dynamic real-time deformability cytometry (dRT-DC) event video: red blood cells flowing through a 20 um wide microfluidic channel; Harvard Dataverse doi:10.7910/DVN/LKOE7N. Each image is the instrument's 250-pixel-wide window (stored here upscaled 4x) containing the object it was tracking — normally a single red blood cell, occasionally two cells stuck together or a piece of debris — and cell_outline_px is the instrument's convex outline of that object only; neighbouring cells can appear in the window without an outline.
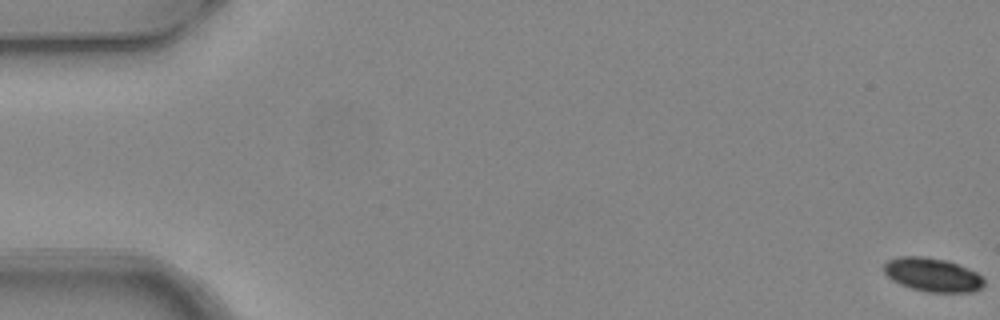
{"species": "common noctule bat (a hibernating species)", "species_latin": "Nyctalus noctula", "temperature_condition": "warm", "stored_images_in_passage": 6, "camera_frame_rate_fps": 3000, "um_per_image_px": 0.085, "animal": {"sex": "female", "body_mass_g": 24.6, "forearm_length_mm": 56.2}, "frame": {"image": 1, "passage_image": 1, "time_ms": 0.0, "image_size_px": [1000, 320], "cell_outline_px": [[984, 284], [980, 288], [972, 292], [928, 292], [912, 288], [900, 284], [892, 280], [884, 272], [884, 264], [888, 260], [900, 256], [920, 256], [948, 260], [968, 268], [984, 276]], "centroid_in_image_um": [79.28, 23.35], "position_along_channel_um": 5.7, "area_um2": 19.71}}
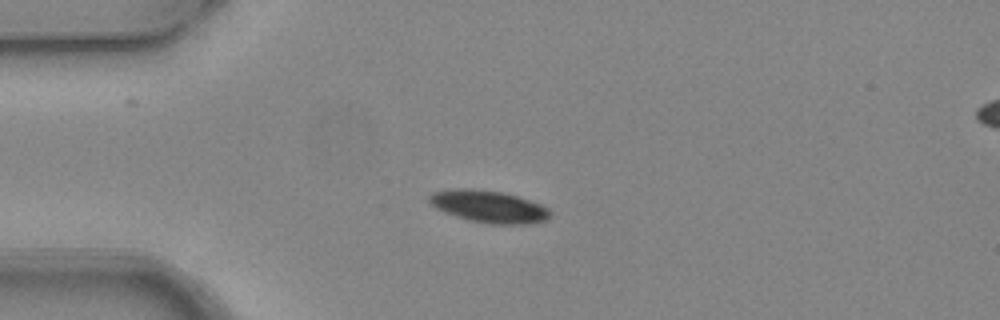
{"frame": {"image": 2, "passage_image": 5, "time_ms": 1.333, "image_size_px": [1000, 320], "cell_outline_px": [[552, 216], [544, 220], [528, 224], [488, 224], [468, 220], [444, 212], [436, 208], [428, 200], [428, 196], [432, 192], [452, 188], [472, 188], [504, 192], [540, 204], [548, 208], [552, 212]], "centroid_in_image_um": [41.53, 17.55], "position_along_channel_um": 43.5, "area_um2": 22.83}}